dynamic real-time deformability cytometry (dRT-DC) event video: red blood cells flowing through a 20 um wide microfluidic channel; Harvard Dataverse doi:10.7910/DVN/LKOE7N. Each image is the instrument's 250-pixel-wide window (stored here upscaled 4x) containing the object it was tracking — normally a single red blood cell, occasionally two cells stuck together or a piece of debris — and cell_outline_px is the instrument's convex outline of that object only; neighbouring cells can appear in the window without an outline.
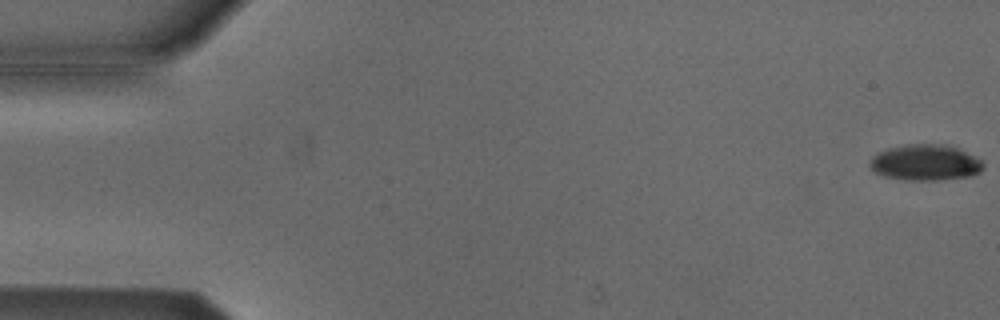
{"species": "Egyptian fruit bat (a non-hibernating species)", "species_latin": "Rousettus aegyptiacus", "temperature_condition": "cold", "stored_images_in_passage": 52, "camera_frame_rate_fps": 3000, "um_per_image_px": 0.085, "animal": {"sex": "male"}, "frame": {"image": 1, "passage_image": 1, "time_ms": 0.0, "image_size_px": [1000, 320], "cell_outline_px": [[984, 168], [980, 172], [972, 176], [936, 180], [908, 180], [884, 176], [872, 172], [868, 164], [868, 160], [876, 152], [888, 148], [912, 144], [944, 144], [956, 148], [980, 160], [984, 164]], "centroid_in_image_um": [78.59, 13.83], "position_along_channel_um": 6.4, "area_um2": 23.81}}
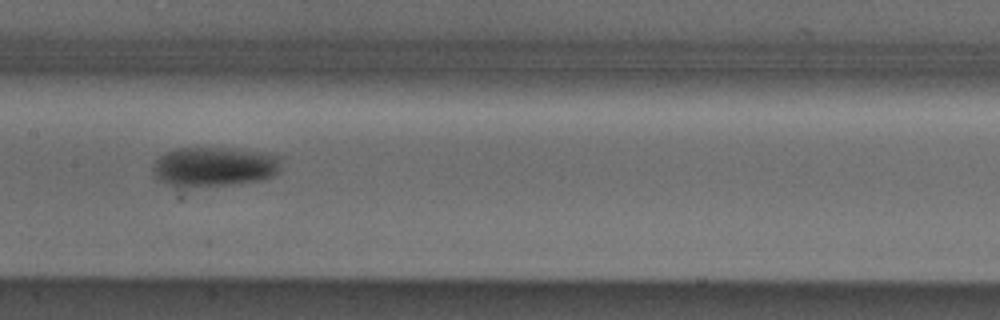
{"frame": {"image": 2, "passage_image": 27, "time_ms": 8.667, "image_size_px": [1000, 320], "cell_outline_px": [[284, 156], [280, 172], [272, 176], [260, 180], [232, 184], [184, 188], [172, 188], [164, 184], [152, 172], [152, 168], [156, 160], [160, 156], [176, 148], [232, 148], [260, 152]], "centroid_in_image_um": [18.22, 14.18], "position_along_channel_um": 189.2, "area_um2": 30.23}}
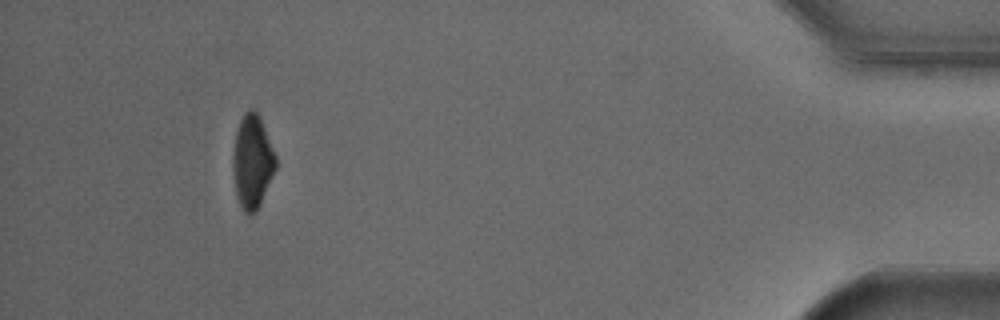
{"frame": {"image": 3, "passage_image": 50, "time_ms": 16.333, "image_size_px": [1000, 320], "cell_outline_px": [[276, 168], [260, 204], [248, 216], [244, 212], [236, 196], [232, 172], [232, 156], [236, 132], [240, 120], [244, 112], [248, 108], [252, 108], [256, 112], [260, 120], [276, 156]], "centroid_in_image_um": [21.41, 13.74], "position_along_channel_um": 413.8, "area_um2": 23.06}, "authors_computed_cell_mechanics": {"area_um2": 26.2123, "velocity_mm_per_s": 3.8285, "shape_relaxation_time_tau1_ms": 2.8311, "shape_relaxation_time_tau2_ms": null, "deformation_change_tau1": 0.1214, "deformation_change_tau2": null}}